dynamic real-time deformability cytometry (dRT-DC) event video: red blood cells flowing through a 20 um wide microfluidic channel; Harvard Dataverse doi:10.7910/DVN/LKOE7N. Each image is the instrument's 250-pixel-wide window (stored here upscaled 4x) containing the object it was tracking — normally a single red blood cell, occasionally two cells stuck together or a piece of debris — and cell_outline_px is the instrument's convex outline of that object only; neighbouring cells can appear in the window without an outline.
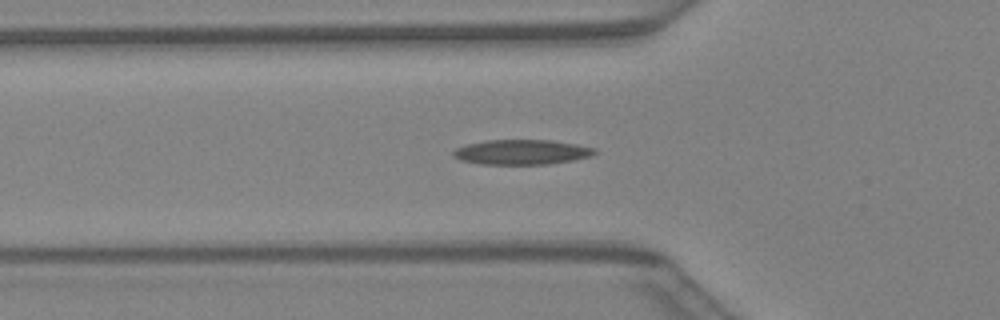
{"species": "Egyptian fruit bat (a non-hibernating species)", "species_latin": "Rousettus aegyptiacus", "temperature_condition": "warm", "stored_images_in_passage": 32, "camera_frame_rate_fps": 3000, "um_per_image_px": 0.085, "animal": {"sex": "female"}, "frame": {"image": 1, "passage_image": 9, "time_ms": 2.667, "image_size_px": [1000, 320], "cell_outline_px": [[596, 152], [592, 156], [572, 160], [548, 164], [480, 164], [460, 160], [452, 156], [452, 152], [456, 148], [468, 144], [488, 140], [552, 140], [576, 144], [596, 148]], "centroid_in_image_um": [44.34, 12.93], "position_along_channel_um": 81.5, "area_um2": 20.52}}
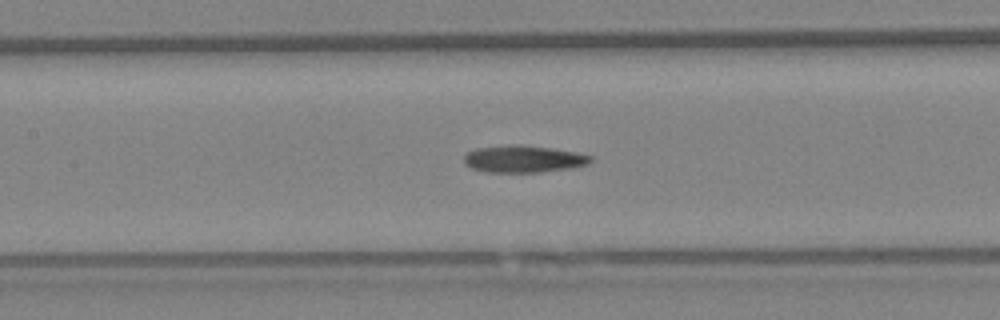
{"frame": {"image": 2, "passage_image": 14, "time_ms": 4.333, "image_size_px": [1000, 320], "cell_outline_px": [[592, 160], [588, 164], [572, 168], [540, 172], [488, 172], [472, 168], [464, 164], [464, 156], [468, 152], [476, 148], [512, 144], [520, 144], [552, 148], [576, 152], [592, 156]], "centroid_in_image_um": [44.5, 13.51], "position_along_channel_um": 162.9, "area_um2": 20.06}}
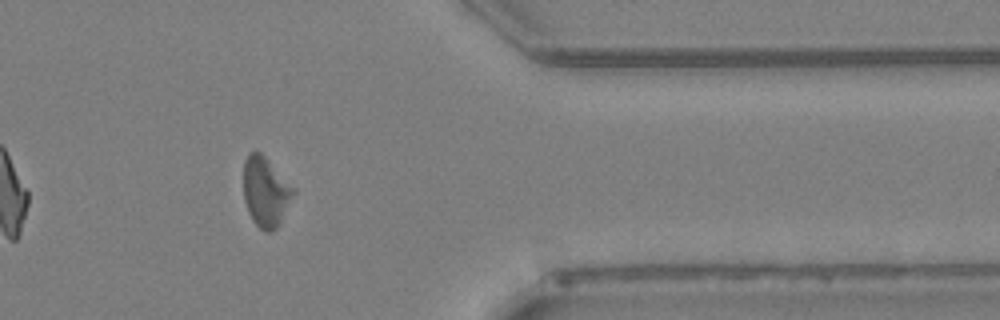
{"frame": {"image": 3, "passage_image": 29, "time_ms": 9.333, "image_size_px": [1000, 320], "cell_outline_px": [[296, 192], [276, 228], [272, 232], [264, 232], [252, 220], [248, 212], [244, 200], [244, 160], [248, 152], [260, 152], [296, 188]], "centroid_in_image_um": [22.58, 16.3], "position_along_channel_um": 388.8, "area_um2": 20.29}}